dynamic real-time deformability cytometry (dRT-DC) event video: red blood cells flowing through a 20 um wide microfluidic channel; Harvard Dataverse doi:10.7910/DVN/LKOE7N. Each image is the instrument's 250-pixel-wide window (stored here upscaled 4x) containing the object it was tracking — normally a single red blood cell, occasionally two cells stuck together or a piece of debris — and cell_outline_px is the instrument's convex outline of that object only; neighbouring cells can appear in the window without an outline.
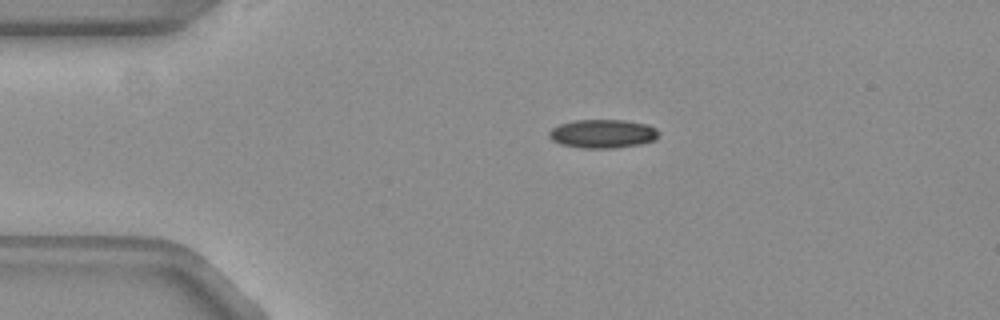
{"species": "common noctule bat (a hibernating species)", "species_latin": "Nyctalus noctula", "temperature_condition": "warm", "stored_images_in_passage": 44, "camera_frame_rate_fps": 3000, "um_per_image_px": 0.085, "animal": {"sex": "female", "body_mass_g": 19.3, "forearm_length_mm": 54.1}, "frame": {"image": 1, "passage_image": 1, "time_ms": 0.0, "image_size_px": [1000, 320], "cell_outline_px": [[660, 132], [656, 140], [640, 144], [612, 148], [584, 148], [564, 144], [552, 140], [548, 136], [548, 132], [552, 128], [560, 124], [572, 120], [624, 120], [648, 124], [656, 128]], "centroid_in_image_um": [51.26, 11.35], "position_along_channel_um": 33.7, "area_um2": 18.32}}
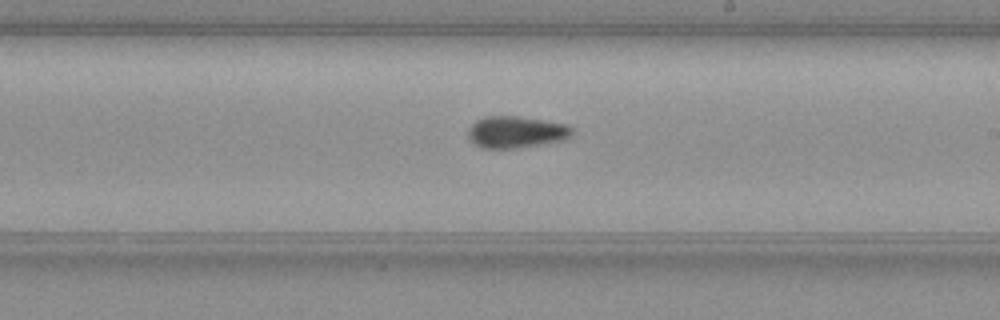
{"frame": {"image": 2, "passage_image": 21, "time_ms": 6.667, "image_size_px": [1000, 320], "cell_outline_px": [[572, 132], [564, 140], [516, 148], [480, 148], [468, 136], [468, 128], [476, 120], [484, 116], [516, 116], [544, 120], [568, 124], [572, 128]], "centroid_in_image_um": [43.85, 11.21], "position_along_channel_um": 245.2, "area_um2": 19.13}}
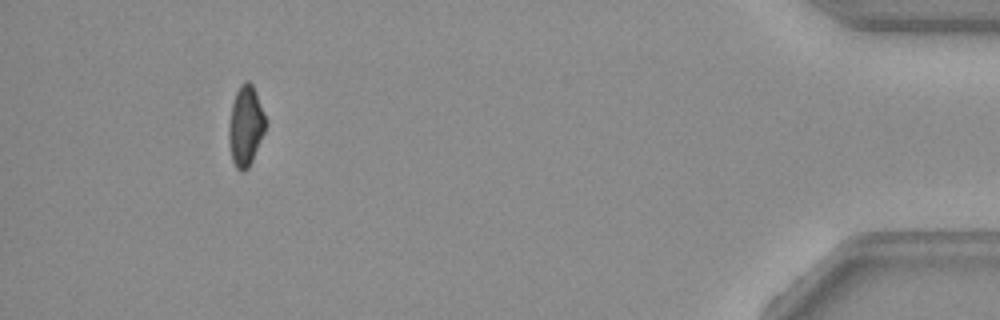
{"frame": {"image": 3, "passage_image": 40, "time_ms": 13.0, "image_size_px": [1000, 320], "cell_outline_px": [[268, 120], [264, 132], [252, 160], [248, 168], [244, 172], [240, 172], [236, 168], [232, 160], [228, 140], [228, 124], [232, 100], [240, 84], [244, 80], [248, 80], [252, 84], [256, 92]], "centroid_in_image_um": [20.87, 10.67], "position_along_channel_um": 414.3, "area_um2": 17.57}, "authors_computed_cell_mechanics": {"area_um2": 18.785, "velocity_mm_per_s": 3.7903, "shape_relaxation_time_tau1_ms": null, "shape_relaxation_time_tau2_ms": 4.0993, "deformation_change_tau1": null, "deformation_change_tau2": 0.0743}}